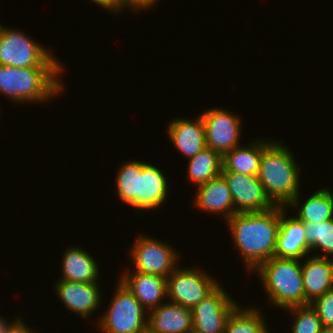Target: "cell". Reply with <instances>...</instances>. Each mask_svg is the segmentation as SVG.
Instances as JSON below:
<instances>
[{"mask_svg": "<svg viewBox=\"0 0 333 333\" xmlns=\"http://www.w3.org/2000/svg\"><path fill=\"white\" fill-rule=\"evenodd\" d=\"M281 206L262 212L235 213L226 222L248 271L275 256Z\"/></svg>", "mask_w": 333, "mask_h": 333, "instance_id": "6da1fadb", "label": "cell"}, {"mask_svg": "<svg viewBox=\"0 0 333 333\" xmlns=\"http://www.w3.org/2000/svg\"><path fill=\"white\" fill-rule=\"evenodd\" d=\"M263 140L258 179L274 206H288L300 191L301 172L289 149L281 142Z\"/></svg>", "mask_w": 333, "mask_h": 333, "instance_id": "7a4b0ae2", "label": "cell"}, {"mask_svg": "<svg viewBox=\"0 0 333 333\" xmlns=\"http://www.w3.org/2000/svg\"><path fill=\"white\" fill-rule=\"evenodd\" d=\"M62 67L0 65V93L17 102H44L63 91Z\"/></svg>", "mask_w": 333, "mask_h": 333, "instance_id": "3957f363", "label": "cell"}, {"mask_svg": "<svg viewBox=\"0 0 333 333\" xmlns=\"http://www.w3.org/2000/svg\"><path fill=\"white\" fill-rule=\"evenodd\" d=\"M256 272L272 304L284 309L305 305L301 263L298 259L274 256L261 264Z\"/></svg>", "mask_w": 333, "mask_h": 333, "instance_id": "277c9868", "label": "cell"}, {"mask_svg": "<svg viewBox=\"0 0 333 333\" xmlns=\"http://www.w3.org/2000/svg\"><path fill=\"white\" fill-rule=\"evenodd\" d=\"M0 65L12 67H63L39 43L22 31L0 25Z\"/></svg>", "mask_w": 333, "mask_h": 333, "instance_id": "5b68a950", "label": "cell"}, {"mask_svg": "<svg viewBox=\"0 0 333 333\" xmlns=\"http://www.w3.org/2000/svg\"><path fill=\"white\" fill-rule=\"evenodd\" d=\"M116 294L100 320L103 333H147L146 309L119 281Z\"/></svg>", "mask_w": 333, "mask_h": 333, "instance_id": "8992f818", "label": "cell"}, {"mask_svg": "<svg viewBox=\"0 0 333 333\" xmlns=\"http://www.w3.org/2000/svg\"><path fill=\"white\" fill-rule=\"evenodd\" d=\"M214 277L193 268H176L167 277V296L170 302L193 309L217 286Z\"/></svg>", "mask_w": 333, "mask_h": 333, "instance_id": "52a82bcc", "label": "cell"}, {"mask_svg": "<svg viewBox=\"0 0 333 333\" xmlns=\"http://www.w3.org/2000/svg\"><path fill=\"white\" fill-rule=\"evenodd\" d=\"M135 271L167 278L178 266L179 256L166 242L139 235L131 248Z\"/></svg>", "mask_w": 333, "mask_h": 333, "instance_id": "ba28073f", "label": "cell"}, {"mask_svg": "<svg viewBox=\"0 0 333 333\" xmlns=\"http://www.w3.org/2000/svg\"><path fill=\"white\" fill-rule=\"evenodd\" d=\"M220 284L192 310L193 329L224 333L230 314L239 306Z\"/></svg>", "mask_w": 333, "mask_h": 333, "instance_id": "9c48e42d", "label": "cell"}, {"mask_svg": "<svg viewBox=\"0 0 333 333\" xmlns=\"http://www.w3.org/2000/svg\"><path fill=\"white\" fill-rule=\"evenodd\" d=\"M206 136V147L218 152L221 156L239 147L241 133L240 118L226 109H207L201 115Z\"/></svg>", "mask_w": 333, "mask_h": 333, "instance_id": "30bf717a", "label": "cell"}, {"mask_svg": "<svg viewBox=\"0 0 333 333\" xmlns=\"http://www.w3.org/2000/svg\"><path fill=\"white\" fill-rule=\"evenodd\" d=\"M228 184L236 213L262 212L274 205L266 196L258 176L221 171Z\"/></svg>", "mask_w": 333, "mask_h": 333, "instance_id": "8fae6325", "label": "cell"}, {"mask_svg": "<svg viewBox=\"0 0 333 333\" xmlns=\"http://www.w3.org/2000/svg\"><path fill=\"white\" fill-rule=\"evenodd\" d=\"M58 297L70 311L88 318L100 303L98 283H82L59 280L54 286Z\"/></svg>", "mask_w": 333, "mask_h": 333, "instance_id": "7c38bea8", "label": "cell"}, {"mask_svg": "<svg viewBox=\"0 0 333 333\" xmlns=\"http://www.w3.org/2000/svg\"><path fill=\"white\" fill-rule=\"evenodd\" d=\"M147 333H190L193 330L192 310L167 302L149 311Z\"/></svg>", "mask_w": 333, "mask_h": 333, "instance_id": "4fadbf2b", "label": "cell"}, {"mask_svg": "<svg viewBox=\"0 0 333 333\" xmlns=\"http://www.w3.org/2000/svg\"><path fill=\"white\" fill-rule=\"evenodd\" d=\"M126 273L119 279L133 296L149 311L161 305L162 298H167V278L144 274L137 271Z\"/></svg>", "mask_w": 333, "mask_h": 333, "instance_id": "5bb4252c", "label": "cell"}, {"mask_svg": "<svg viewBox=\"0 0 333 333\" xmlns=\"http://www.w3.org/2000/svg\"><path fill=\"white\" fill-rule=\"evenodd\" d=\"M284 207L281 206L280 228L277 237L275 257L298 259L310 253L305 234V223L296 217L285 218Z\"/></svg>", "mask_w": 333, "mask_h": 333, "instance_id": "9a60e30c", "label": "cell"}, {"mask_svg": "<svg viewBox=\"0 0 333 333\" xmlns=\"http://www.w3.org/2000/svg\"><path fill=\"white\" fill-rule=\"evenodd\" d=\"M167 132L174 147L187 159L206 147L205 126L201 115L195 121L182 118L171 120Z\"/></svg>", "mask_w": 333, "mask_h": 333, "instance_id": "2e32d148", "label": "cell"}, {"mask_svg": "<svg viewBox=\"0 0 333 333\" xmlns=\"http://www.w3.org/2000/svg\"><path fill=\"white\" fill-rule=\"evenodd\" d=\"M197 189L194 203L199 210L201 209L213 214H224L226 222L236 213L231 192L222 175L213 178L207 183L198 185Z\"/></svg>", "mask_w": 333, "mask_h": 333, "instance_id": "e0dca14e", "label": "cell"}, {"mask_svg": "<svg viewBox=\"0 0 333 333\" xmlns=\"http://www.w3.org/2000/svg\"><path fill=\"white\" fill-rule=\"evenodd\" d=\"M301 263L305 305L333 290V275L329 258L310 256Z\"/></svg>", "mask_w": 333, "mask_h": 333, "instance_id": "ac0fdd59", "label": "cell"}, {"mask_svg": "<svg viewBox=\"0 0 333 333\" xmlns=\"http://www.w3.org/2000/svg\"><path fill=\"white\" fill-rule=\"evenodd\" d=\"M165 175L154 165L141 161L138 174V210H155L165 202L168 190Z\"/></svg>", "mask_w": 333, "mask_h": 333, "instance_id": "d6986e66", "label": "cell"}, {"mask_svg": "<svg viewBox=\"0 0 333 333\" xmlns=\"http://www.w3.org/2000/svg\"><path fill=\"white\" fill-rule=\"evenodd\" d=\"M84 249L69 247L62 260V279L71 282L95 283L99 277L98 265Z\"/></svg>", "mask_w": 333, "mask_h": 333, "instance_id": "ffe728a7", "label": "cell"}, {"mask_svg": "<svg viewBox=\"0 0 333 333\" xmlns=\"http://www.w3.org/2000/svg\"><path fill=\"white\" fill-rule=\"evenodd\" d=\"M251 144V145H250ZM235 147L222 156V170L257 176L263 153V140Z\"/></svg>", "mask_w": 333, "mask_h": 333, "instance_id": "44dd1931", "label": "cell"}, {"mask_svg": "<svg viewBox=\"0 0 333 333\" xmlns=\"http://www.w3.org/2000/svg\"><path fill=\"white\" fill-rule=\"evenodd\" d=\"M298 199H300L299 194L288 207L295 206L294 209L298 210L296 218L300 221L320 223L333 218V193L331 190L324 188L316 191L303 204H300V208H297L298 201H300Z\"/></svg>", "mask_w": 333, "mask_h": 333, "instance_id": "7402d4cb", "label": "cell"}, {"mask_svg": "<svg viewBox=\"0 0 333 333\" xmlns=\"http://www.w3.org/2000/svg\"><path fill=\"white\" fill-rule=\"evenodd\" d=\"M188 179L197 186L221 175L222 156L209 147L189 158Z\"/></svg>", "mask_w": 333, "mask_h": 333, "instance_id": "603a6c76", "label": "cell"}, {"mask_svg": "<svg viewBox=\"0 0 333 333\" xmlns=\"http://www.w3.org/2000/svg\"><path fill=\"white\" fill-rule=\"evenodd\" d=\"M261 311L238 306L229 316L224 333H269Z\"/></svg>", "mask_w": 333, "mask_h": 333, "instance_id": "cb8c5ba5", "label": "cell"}, {"mask_svg": "<svg viewBox=\"0 0 333 333\" xmlns=\"http://www.w3.org/2000/svg\"><path fill=\"white\" fill-rule=\"evenodd\" d=\"M120 168L116 179V192L120 200L138 211V174H141V162L131 160Z\"/></svg>", "mask_w": 333, "mask_h": 333, "instance_id": "d4e9b609", "label": "cell"}, {"mask_svg": "<svg viewBox=\"0 0 333 333\" xmlns=\"http://www.w3.org/2000/svg\"><path fill=\"white\" fill-rule=\"evenodd\" d=\"M305 234L310 252L320 249L325 253L321 257L328 258V254L333 255V218L320 223H305Z\"/></svg>", "mask_w": 333, "mask_h": 333, "instance_id": "484cf974", "label": "cell"}, {"mask_svg": "<svg viewBox=\"0 0 333 333\" xmlns=\"http://www.w3.org/2000/svg\"><path fill=\"white\" fill-rule=\"evenodd\" d=\"M289 313L296 315L292 325L293 333H319L322 323L318 317L316 310L310 305H301L286 309ZM295 312V313H294Z\"/></svg>", "mask_w": 333, "mask_h": 333, "instance_id": "4316f807", "label": "cell"}, {"mask_svg": "<svg viewBox=\"0 0 333 333\" xmlns=\"http://www.w3.org/2000/svg\"><path fill=\"white\" fill-rule=\"evenodd\" d=\"M310 305L316 310L322 326L333 328V290L316 298Z\"/></svg>", "mask_w": 333, "mask_h": 333, "instance_id": "83f0119b", "label": "cell"}, {"mask_svg": "<svg viewBox=\"0 0 333 333\" xmlns=\"http://www.w3.org/2000/svg\"><path fill=\"white\" fill-rule=\"evenodd\" d=\"M5 333H34L32 329H29L24 323L23 319H15L12 323L8 325Z\"/></svg>", "mask_w": 333, "mask_h": 333, "instance_id": "f1b7e54d", "label": "cell"}, {"mask_svg": "<svg viewBox=\"0 0 333 333\" xmlns=\"http://www.w3.org/2000/svg\"><path fill=\"white\" fill-rule=\"evenodd\" d=\"M97 5L104 7L108 10L115 11L116 13L122 10V0H91Z\"/></svg>", "mask_w": 333, "mask_h": 333, "instance_id": "f546056e", "label": "cell"}, {"mask_svg": "<svg viewBox=\"0 0 333 333\" xmlns=\"http://www.w3.org/2000/svg\"><path fill=\"white\" fill-rule=\"evenodd\" d=\"M9 324L10 323L6 322L3 317L0 316V333H5Z\"/></svg>", "mask_w": 333, "mask_h": 333, "instance_id": "4dcf8cb0", "label": "cell"}, {"mask_svg": "<svg viewBox=\"0 0 333 333\" xmlns=\"http://www.w3.org/2000/svg\"><path fill=\"white\" fill-rule=\"evenodd\" d=\"M319 333H333L332 327H322Z\"/></svg>", "mask_w": 333, "mask_h": 333, "instance_id": "1f68e13d", "label": "cell"}, {"mask_svg": "<svg viewBox=\"0 0 333 333\" xmlns=\"http://www.w3.org/2000/svg\"><path fill=\"white\" fill-rule=\"evenodd\" d=\"M330 257H333V255H331ZM330 257H328V258H329V261H330V264H331L332 275H333V258L331 259Z\"/></svg>", "mask_w": 333, "mask_h": 333, "instance_id": "d6a6232c", "label": "cell"}, {"mask_svg": "<svg viewBox=\"0 0 333 333\" xmlns=\"http://www.w3.org/2000/svg\"><path fill=\"white\" fill-rule=\"evenodd\" d=\"M190 333H204V332H200L198 330L193 329Z\"/></svg>", "mask_w": 333, "mask_h": 333, "instance_id": "836d02e7", "label": "cell"}]
</instances>
